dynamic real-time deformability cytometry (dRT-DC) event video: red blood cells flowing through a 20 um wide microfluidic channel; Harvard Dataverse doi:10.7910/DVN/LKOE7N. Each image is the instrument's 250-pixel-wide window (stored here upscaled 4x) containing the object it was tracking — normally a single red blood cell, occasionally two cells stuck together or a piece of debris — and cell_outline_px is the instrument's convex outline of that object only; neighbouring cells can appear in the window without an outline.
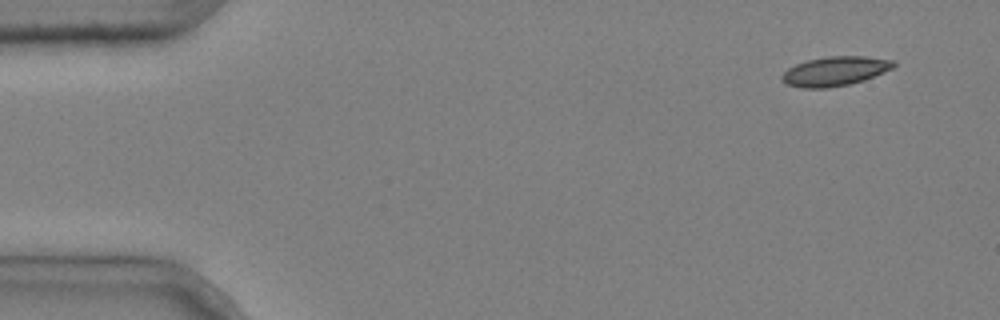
{"species": "common noctule bat (a hibernating species)", "species_latin": "Nyctalus noctula", "temperature_condition": "cold", "stored_images_in_passage": 5, "camera_frame_rate_fps": 3000, "um_per_image_px": 0.085, "animal": {"sex": "male", "body_mass_g": 20.4}, "frame": {"image": 1, "passage_image": 1, "time_ms": 0.0, "image_size_px": [1000, 320], "cell_outline_px": [[896, 64], [892, 68], [864, 80], [848, 84], [828, 88], [804, 88], [788, 84], [780, 80], [780, 76], [788, 68], [796, 64], [808, 60], [828, 56], [864, 56], [896, 60]], "centroid_in_image_um": [70.97, 6.04], "position_along_channel_um": 14.0, "area_um2": 19.02}}
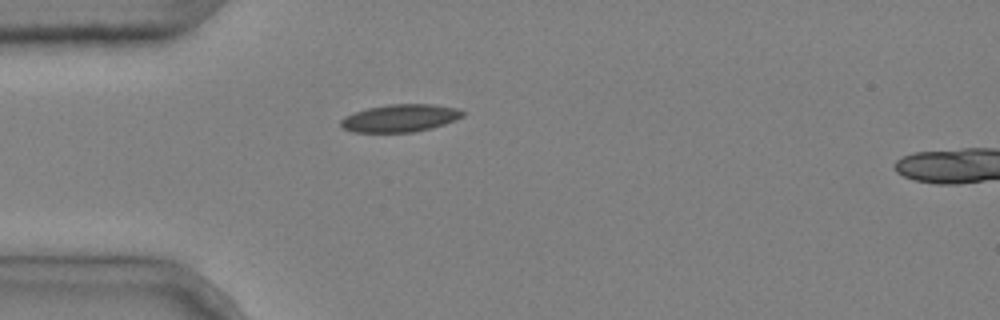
{"frame": {"image": 2, "passage_image": 4, "time_ms": 1.0, "image_size_px": [1000, 320], "cell_outline_px": [[464, 116], [456, 120], [432, 128], [416, 132], [352, 132], [344, 128], [340, 124], [340, 120], [344, 116], [368, 108], [388, 104], [432, 104], [456, 108], [464, 112]], "centroid_in_image_um": [34.02, 10.04], "position_along_channel_um": 51.0, "area_um2": 19.59}}